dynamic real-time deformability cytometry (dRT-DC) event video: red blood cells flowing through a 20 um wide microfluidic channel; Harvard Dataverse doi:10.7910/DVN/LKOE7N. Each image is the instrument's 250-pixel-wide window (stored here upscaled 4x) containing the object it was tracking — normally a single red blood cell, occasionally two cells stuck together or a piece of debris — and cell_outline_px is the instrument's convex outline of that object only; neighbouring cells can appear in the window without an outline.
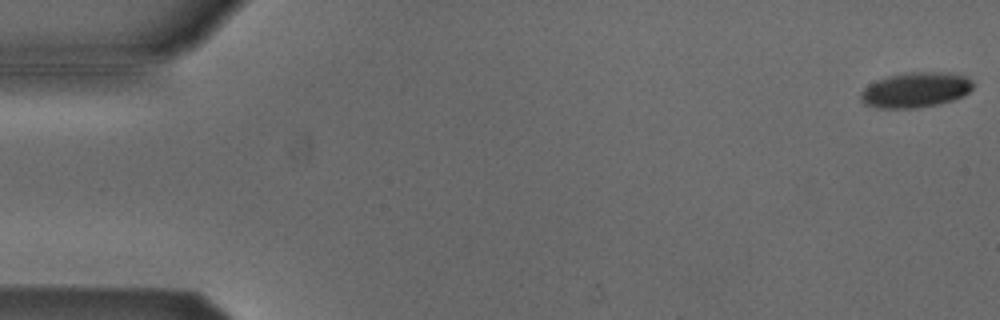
{"species": "Egyptian fruit bat (a non-hibernating species)", "species_latin": "Rousettus aegyptiacus", "temperature_condition": "cold", "stored_images_in_passage": 20, "camera_frame_rate_fps": 3000, "um_per_image_px": 0.085, "animal": {"sex": "male"}, "frame": {"image": 1, "passage_image": 1, "time_ms": 0.0, "image_size_px": [1000, 320], "cell_outline_px": [[972, 88], [964, 96], [940, 104], [916, 108], [880, 108], [864, 104], [860, 100], [860, 92], [868, 84], [876, 80], [888, 76], [908, 72], [948, 72], [964, 76], [972, 80]], "centroid_in_image_um": [77.8, 7.64], "position_along_channel_um": 7.2, "area_um2": 23.18}}
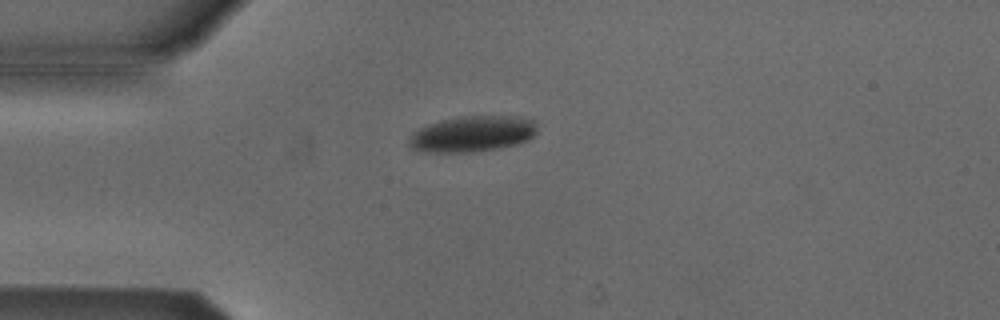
{"frame": {"image": 2, "passage_image": 14, "time_ms": 4.333, "image_size_px": [1000, 320], "cell_outline_px": [[536, 132], [528, 140], [516, 144], [500, 148], [472, 152], [424, 152], [412, 148], [408, 144], [408, 140], [412, 132], [420, 128], [440, 120], [460, 116], [520, 116], [536, 120]], "centroid_in_image_um": [40.16, 11.37], "position_along_channel_um": 44.8, "area_um2": 26.99}}
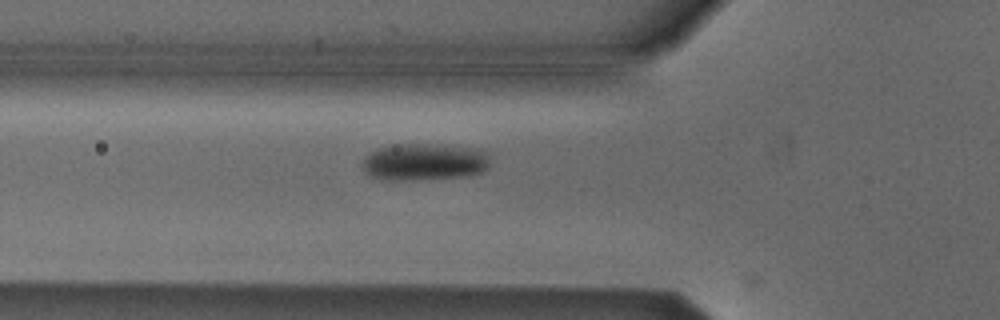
{"frame": {"image": 3, "passage_image": 19, "time_ms": 6.0, "image_size_px": [1000, 320], "cell_outline_px": [[488, 168], [484, 172], [468, 176], [416, 180], [380, 180], [368, 176], [364, 172], [364, 160], [372, 152], [388, 144], [428, 144], [468, 148], [488, 152]], "centroid_in_image_um": [36.05, 13.79], "position_along_channel_um": 89.7, "area_um2": 27.57}}